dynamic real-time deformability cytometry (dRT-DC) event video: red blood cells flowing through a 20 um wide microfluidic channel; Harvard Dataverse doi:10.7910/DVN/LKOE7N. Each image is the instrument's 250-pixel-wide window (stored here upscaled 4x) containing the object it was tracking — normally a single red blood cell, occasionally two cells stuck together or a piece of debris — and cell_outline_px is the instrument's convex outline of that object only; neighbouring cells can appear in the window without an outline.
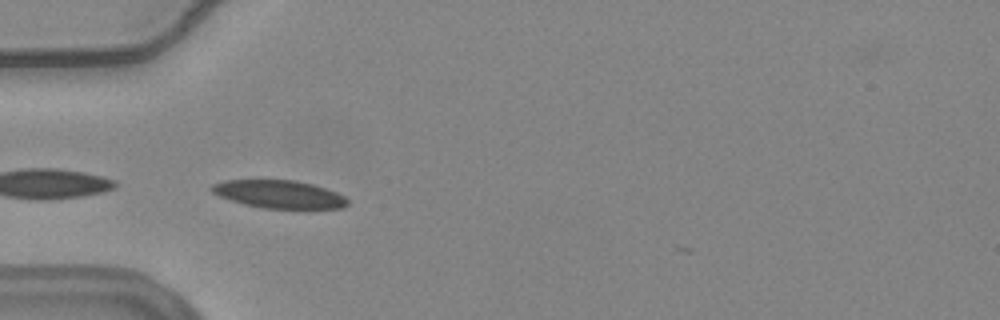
{"species": "common noctule bat (a hibernating species)", "species_latin": "Nyctalus noctula", "temperature_condition": "warm", "stored_images_in_passage": 7, "camera_frame_rate_fps": 3000, "um_per_image_px": 0.085, "animal": {"sex": "female", "body_mass_g": 24.6, "forearm_length_mm": 56.2}, "frame": {"image": 1, "passage_image": 1, "time_ms": 0.0, "image_size_px": [1000, 320], "cell_outline_px": [[348, 204], [344, 208], [304, 212], [264, 208], [244, 204], [220, 196], [212, 192], [208, 188], [212, 184], [224, 180], [292, 180], [312, 184], [336, 192], [344, 196], [348, 200]], "centroid_in_image_um": [23.81, 16.57], "position_along_channel_um": 61.2, "area_um2": 23.06}}